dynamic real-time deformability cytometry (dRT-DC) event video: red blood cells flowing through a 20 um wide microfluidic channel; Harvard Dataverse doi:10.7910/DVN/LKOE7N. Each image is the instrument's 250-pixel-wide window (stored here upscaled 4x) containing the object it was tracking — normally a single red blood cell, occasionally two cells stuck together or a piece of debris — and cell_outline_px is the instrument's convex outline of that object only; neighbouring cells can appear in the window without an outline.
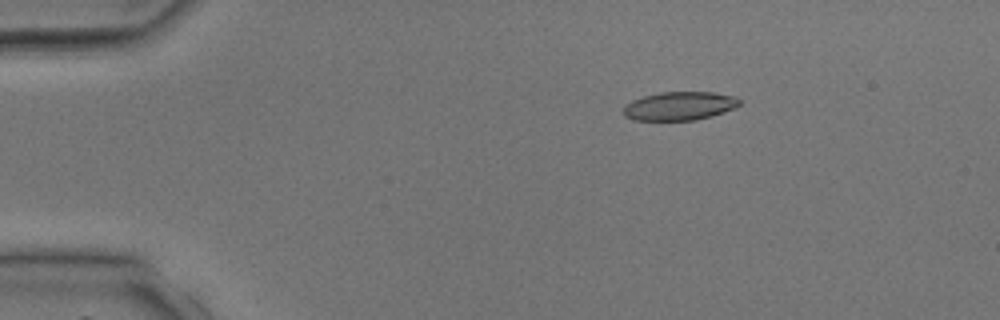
{"species": "common noctule bat (a hibernating species)", "species_latin": "Nyctalus noctula", "temperature_condition": "room temperature", "stored_images_in_passage": 37, "camera_frame_rate_fps": 3000, "um_per_image_px": 0.085, "animal": {"sex": "male", "body_mass_g": 17.9, "forearm_length_mm": 54.2}, "frame": {"image": 1, "passage_image": 7, "time_ms": 2.0, "image_size_px": [1000, 320], "cell_outline_px": [[740, 104], [736, 108], [712, 116], [696, 120], [632, 120], [624, 116], [624, 104], [632, 100], [644, 96], [660, 92], [712, 92], [732, 96], [740, 100]], "centroid_in_image_um": [57.74, 9.01], "position_along_channel_um": 27.3, "area_um2": 19.36}}
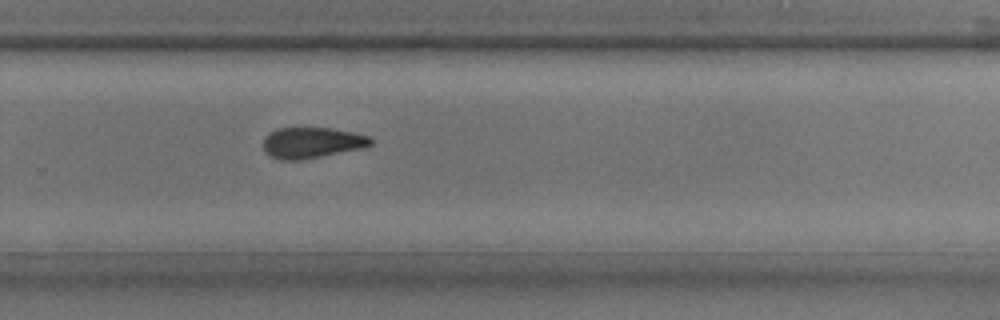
{"frame": {"image": 2, "passage_image": 27, "time_ms": 8.667, "image_size_px": [1000, 320], "cell_outline_px": [[372, 144], [364, 148], [300, 160], [280, 160], [264, 152], [264, 136], [268, 132], [280, 128], [332, 128], [372, 136]], "centroid_in_image_um": [26.52, 12.12], "position_along_channel_um": 303.3, "area_um2": 19.42}}
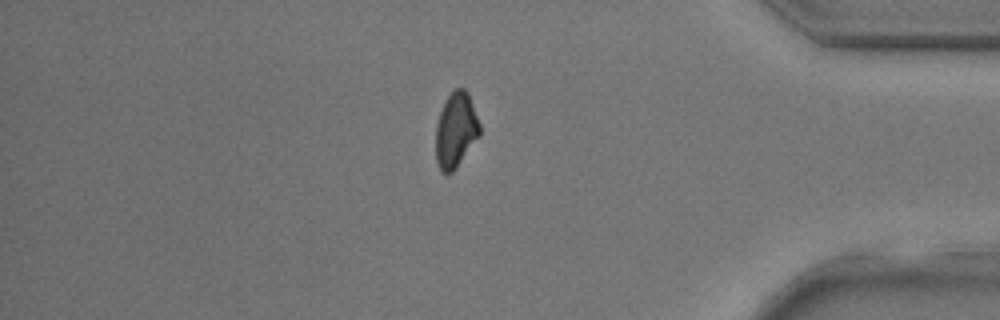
{"frame": {"image": 3, "passage_image": 34, "time_ms": 11.0, "image_size_px": [1000, 320], "cell_outline_px": [[480, 136], [456, 168], [452, 172], [440, 172], [436, 160], [436, 124], [440, 112], [448, 96], [456, 88], [464, 88], [468, 92], [480, 124]], "centroid_in_image_um": [38.75, 11.07], "position_along_channel_um": 396.4, "area_um2": 19.19}}